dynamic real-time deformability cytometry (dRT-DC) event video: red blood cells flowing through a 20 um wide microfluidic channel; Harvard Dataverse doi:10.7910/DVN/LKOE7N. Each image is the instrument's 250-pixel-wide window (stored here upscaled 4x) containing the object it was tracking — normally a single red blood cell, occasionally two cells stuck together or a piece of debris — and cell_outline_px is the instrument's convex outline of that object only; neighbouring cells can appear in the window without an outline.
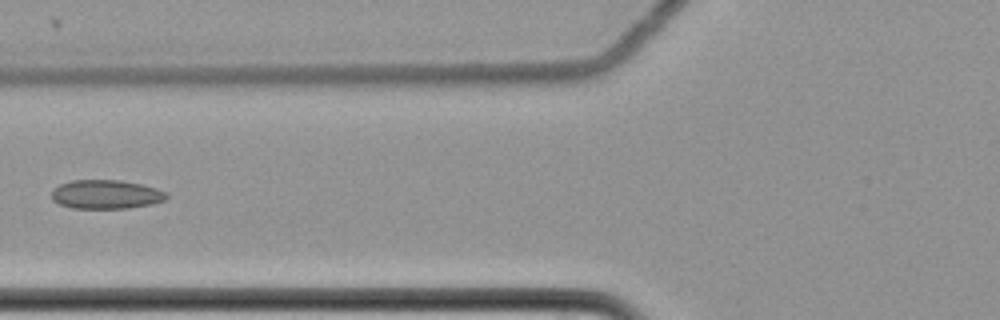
{"species": "common noctule bat (a hibernating species)", "species_latin": "Nyctalus noctula", "temperature_condition": "cold", "stored_images_in_passage": 9, "camera_frame_rate_fps": 3000, "um_per_image_px": 0.085, "animal": {"sex": "female", "body_mass_g": 22.7, "forearm_length_mm": 54.2}, "frame": {"image": 1, "passage_image": 7, "time_ms": 2.0, "image_size_px": [1000, 320], "cell_outline_px": [[168, 196], [164, 200], [152, 204], [128, 208], [72, 208], [60, 204], [52, 200], [52, 188], [60, 184], [72, 180], [120, 180], [140, 184], [156, 188], [168, 192]], "centroid_in_image_um": [9.01, 16.52], "position_along_channel_um": 116.8, "area_um2": 19.42}}
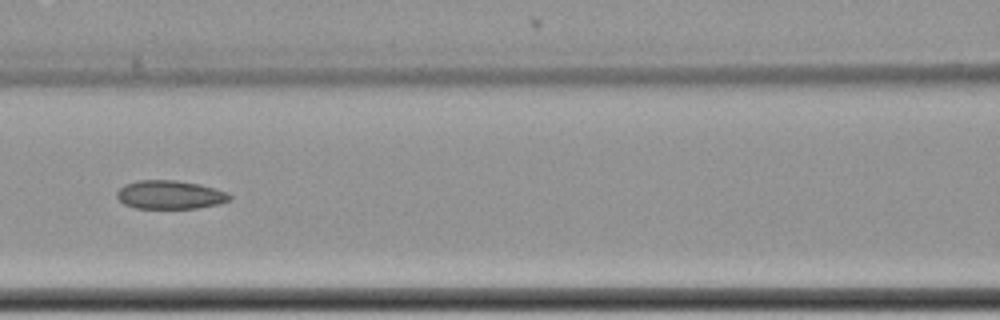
{"frame": {"image": 2, "passage_image": 8, "time_ms": 2.333, "image_size_px": [1000, 320], "cell_outline_px": [[232, 200], [220, 204], [196, 208], [136, 208], [124, 204], [116, 196], [116, 192], [124, 184], [136, 180], [176, 180], [200, 184], [216, 188], [228, 192], [232, 196]], "centroid_in_image_um": [14.48, 16.55], "position_along_channel_um": 152.1, "area_um2": 19.02}}
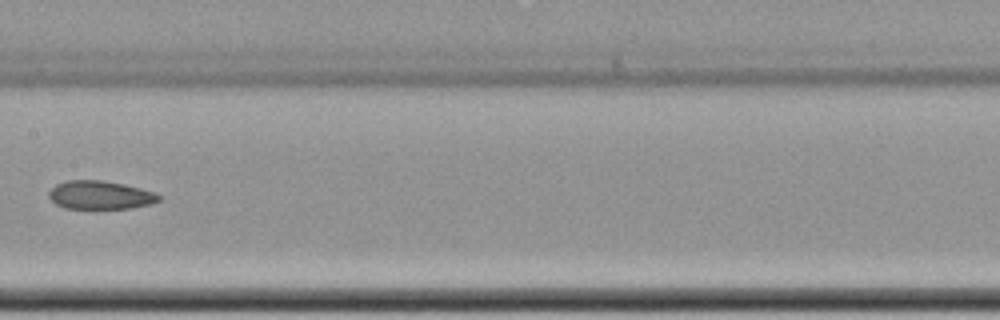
{"frame": {"image": 3, "passage_image": 9, "time_ms": 2.667, "image_size_px": [1000, 320], "cell_outline_px": [[160, 200], [152, 204], [128, 208], [64, 208], [56, 204], [48, 196], [48, 192], [56, 184], [68, 180], [104, 180], [124, 184], [140, 188], [152, 192], [160, 196]], "centroid_in_image_um": [8.5, 16.57], "position_along_channel_um": 198.9, "area_um2": 18.09}}